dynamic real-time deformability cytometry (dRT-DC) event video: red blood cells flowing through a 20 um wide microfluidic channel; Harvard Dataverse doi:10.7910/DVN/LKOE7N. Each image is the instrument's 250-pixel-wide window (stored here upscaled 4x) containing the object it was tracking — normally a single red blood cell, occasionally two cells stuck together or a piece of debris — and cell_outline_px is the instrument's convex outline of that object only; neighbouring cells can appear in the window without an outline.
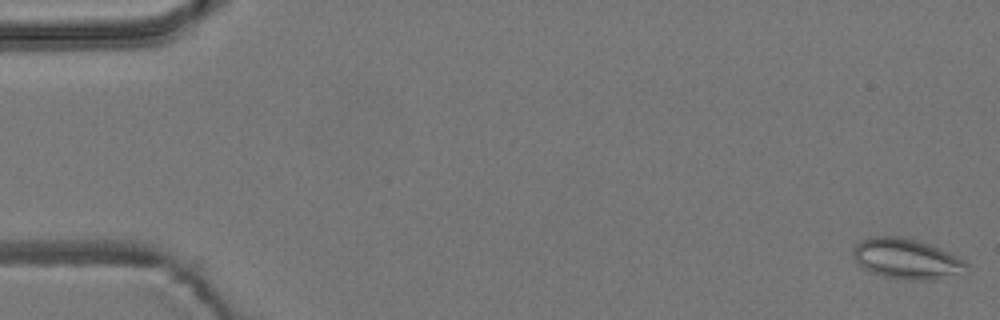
{"species": "common noctule bat (a hibernating species)", "species_latin": "Nyctalus noctula", "temperature_condition": "room temperature", "stored_images_in_passage": 7, "camera_frame_rate_fps": 3000, "um_per_image_px": 0.085, "animal": {"sex": "male", "body_mass_g": 19.2, "forearm_length_mm": 51.8}, "frame": {"image": 1, "passage_image": 1, "time_ms": 0.0, "image_size_px": [1000, 320], "cell_outline_px": [[972, 268], [936, 280], [908, 280], [884, 276], [872, 272], [864, 268], [852, 256], [852, 248], [860, 240], [868, 236], [900, 236], [932, 244], [964, 260]], "centroid_in_image_um": [77.04, 21.98], "position_along_channel_um": 8.0, "area_um2": 26.76}}
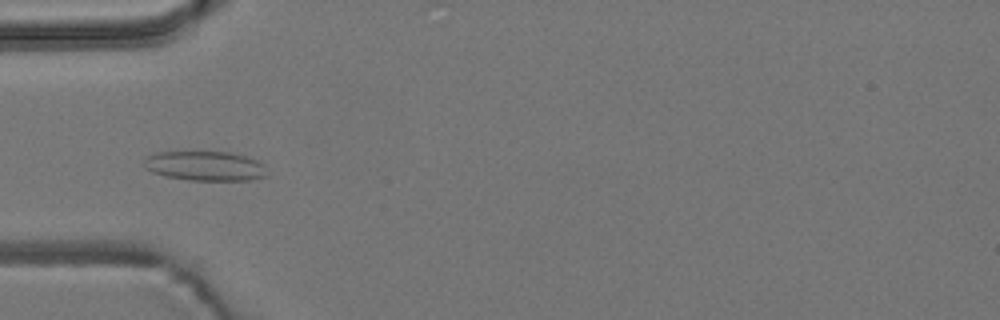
{"frame": {"image": 2, "passage_image": 6, "time_ms": 1.667, "image_size_px": [1000, 320], "cell_outline_px": [[268, 176], [248, 180], [188, 180], [164, 176], [152, 172], [144, 168], [144, 156], [156, 152], [228, 152], [248, 156], [264, 164], [268, 172]], "centroid_in_image_um": [17.43, 14.1], "position_along_channel_um": 67.6, "area_um2": 21.5}}
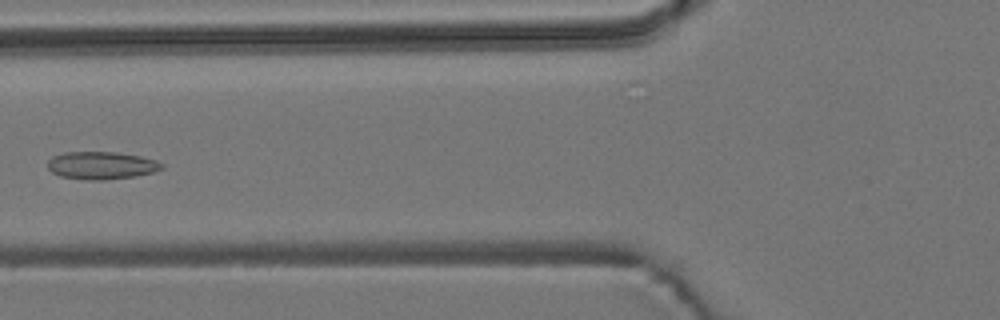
{"frame": {"image": 3, "passage_image": 7, "time_ms": 2.0, "image_size_px": [1000, 320], "cell_outline_px": [[164, 168], [152, 172], [136, 176], [100, 180], [84, 180], [60, 176], [52, 172], [48, 168], [48, 160], [52, 156], [64, 152], [116, 152], [140, 156], [156, 160], [164, 164]], "centroid_in_image_um": [8.61, 14.06], "position_along_channel_um": 117.2, "area_um2": 18.44}}